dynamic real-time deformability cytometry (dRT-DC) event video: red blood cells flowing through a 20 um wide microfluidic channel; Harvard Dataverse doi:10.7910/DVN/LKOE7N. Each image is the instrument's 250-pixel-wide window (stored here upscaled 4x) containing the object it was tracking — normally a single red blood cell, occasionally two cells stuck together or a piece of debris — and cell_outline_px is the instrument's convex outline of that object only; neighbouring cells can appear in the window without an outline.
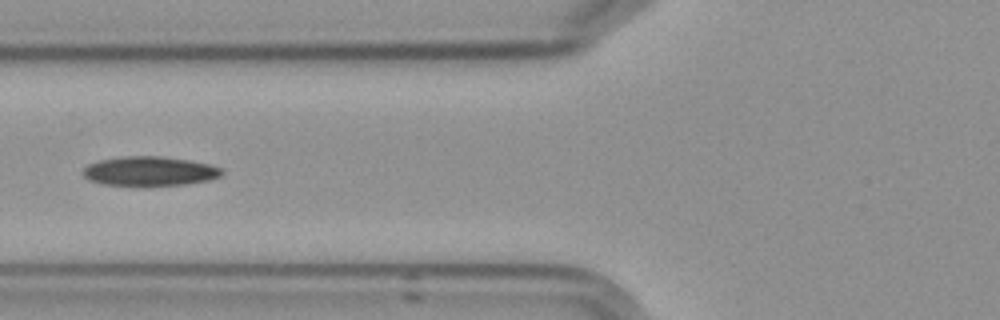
{"species": "Egyptian fruit bat (a non-hibernating species)", "species_latin": "Rousettus aegyptiacus", "temperature_condition": "cold", "stored_images_in_passage": 5, "camera_frame_rate_fps": 3000, "um_per_image_px": 0.085, "frame": {"image": 1, "passage_image": 5, "time_ms": 4.667, "image_size_px": [1000, 320], "cell_outline_px": [[224, 172], [220, 176], [208, 180], [184, 184], [148, 188], [144, 188], [104, 184], [88, 180], [84, 176], [84, 168], [88, 164], [100, 160], [124, 156], [160, 156], [188, 160], [208, 164], [224, 168]], "centroid_in_image_um": [12.72, 14.59], "position_along_channel_um": 113.1, "area_um2": 24.39}}